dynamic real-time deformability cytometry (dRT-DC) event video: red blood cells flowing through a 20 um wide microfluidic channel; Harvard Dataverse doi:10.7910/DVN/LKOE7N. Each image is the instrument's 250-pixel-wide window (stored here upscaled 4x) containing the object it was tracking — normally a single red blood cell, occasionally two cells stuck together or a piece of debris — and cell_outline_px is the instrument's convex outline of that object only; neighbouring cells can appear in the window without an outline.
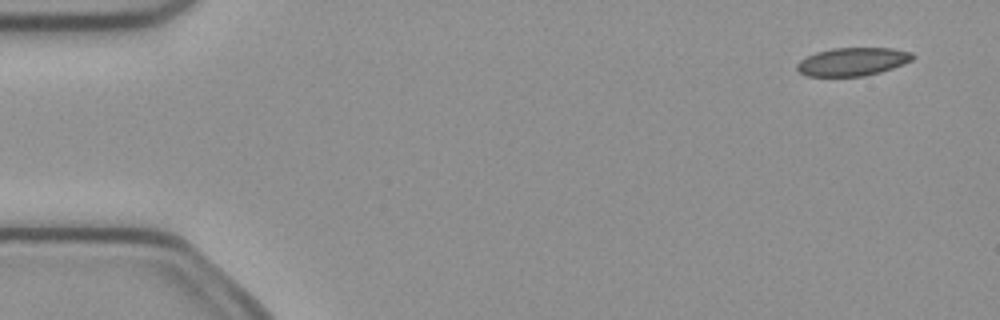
{"species": "common noctule bat (a hibernating species)", "species_latin": "Nyctalus noctula", "temperature_condition": "cold", "stored_images_in_passage": 4, "camera_frame_rate_fps": 3000, "um_per_image_px": 0.085, "animal": {"sex": "female", "body_mass_g": 21.9}, "frame": {"image": 1, "passage_image": 1, "time_ms": 0.0, "image_size_px": [1000, 320], "cell_outline_px": [[916, 56], [912, 60], [904, 64], [880, 72], [864, 76], [804, 76], [796, 68], [796, 64], [800, 60], [816, 52], [832, 48], [892, 48], [912, 52]], "centroid_in_image_um": [72.48, 5.24], "position_along_channel_um": 12.5, "area_um2": 19.07}}